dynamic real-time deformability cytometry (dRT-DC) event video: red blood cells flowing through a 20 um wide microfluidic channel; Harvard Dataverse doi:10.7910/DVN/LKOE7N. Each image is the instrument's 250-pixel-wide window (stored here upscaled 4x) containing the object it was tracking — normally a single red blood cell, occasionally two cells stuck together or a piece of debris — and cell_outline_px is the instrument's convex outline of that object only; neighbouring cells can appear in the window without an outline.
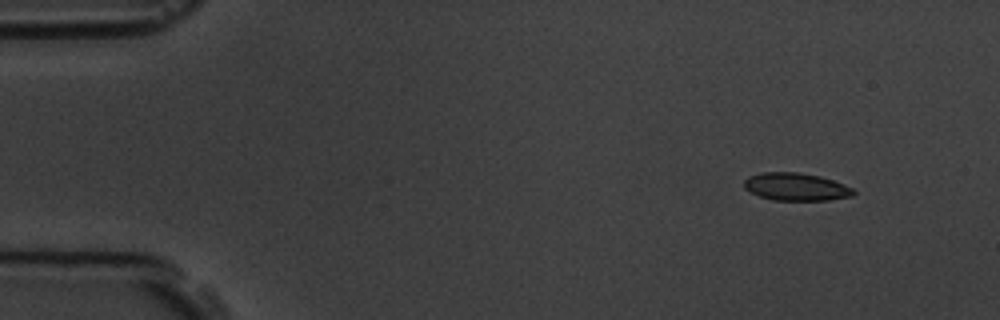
{"species": "common noctule bat (a hibernating species)", "species_latin": "Nyctalus noctula", "temperature_condition": "room temperature", "stored_images_in_passage": 4, "camera_frame_rate_fps": 3000, "um_per_image_px": 0.085, "animal": {"sex": "male", "body_mass_g": 19.5, "forearm_length_mm": 54.6}, "frame": {"image": 1, "passage_image": 1, "time_ms": 0.0, "image_size_px": [1000, 320], "cell_outline_px": [[856, 192], [852, 196], [828, 200], [772, 200], [760, 196], [744, 188], [744, 180], [748, 176], [760, 172], [796, 172], [820, 176], [844, 184], [852, 188]], "centroid_in_image_um": [67.65, 15.87], "position_along_channel_um": 17.4, "area_um2": 17.63}}
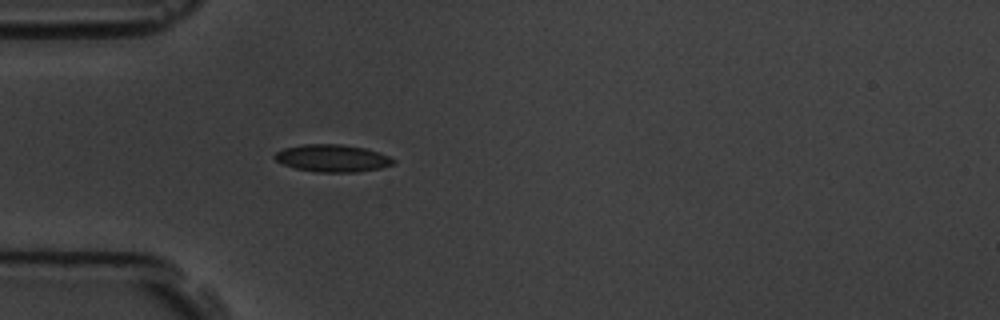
{"frame": {"image": 2, "passage_image": 4, "time_ms": 3.667, "image_size_px": [1000, 320], "cell_outline_px": [[396, 164], [380, 168], [356, 172], [316, 172], [296, 168], [284, 164], [276, 160], [272, 156], [276, 152], [284, 148], [304, 144], [340, 144], [364, 148], [388, 156], [396, 160]], "centroid_in_image_um": [28.25, 13.45], "position_along_channel_um": 56.7, "area_um2": 18.79}}